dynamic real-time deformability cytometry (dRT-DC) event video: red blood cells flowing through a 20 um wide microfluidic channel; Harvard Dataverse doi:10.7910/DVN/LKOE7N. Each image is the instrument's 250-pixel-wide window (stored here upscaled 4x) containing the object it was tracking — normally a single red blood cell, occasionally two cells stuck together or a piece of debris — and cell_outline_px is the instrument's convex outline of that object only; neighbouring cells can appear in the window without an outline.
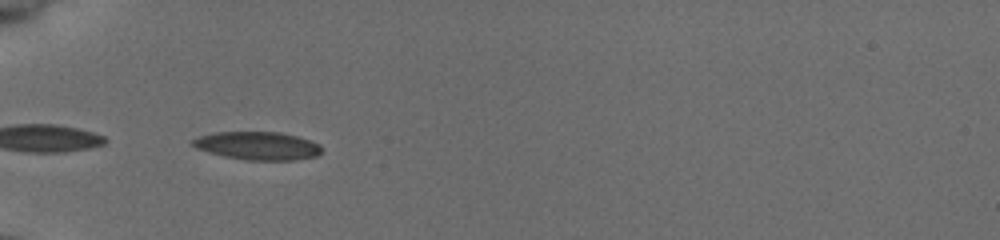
{"species": "common noctule bat (a hibernating species)", "species_latin": "Nyctalus noctula", "temperature_condition": "cold", "stored_images_in_passage": 24, "camera_frame_rate_fps": 3000, "um_per_image_px": 0.085, "animal": {"sex": "female", "body_mass_g": 19.5, "forearm_length_mm": 54.1}, "frame": {"image": 1, "passage_image": 1, "time_ms": 0.0, "image_size_px": [1000, 240], "cell_outline_px": [[320, 152], [316, 156], [296, 160], [244, 160], [224, 156], [208, 152], [196, 148], [192, 144], [192, 140], [200, 136], [212, 132], [280, 132], [296, 136], [320, 144]], "centroid_in_image_um": [21.88, 12.39], "position_along_channel_um": 63.1, "area_um2": 21.04}}
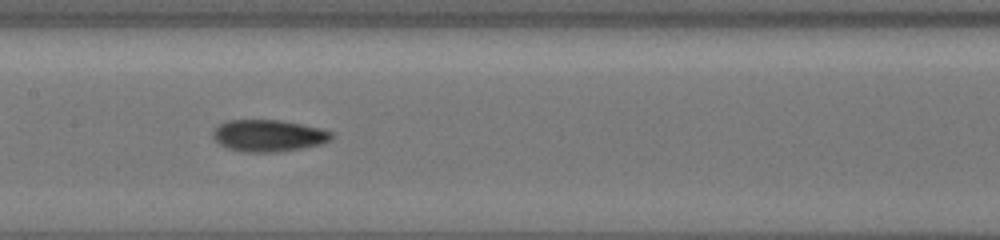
{"frame": {"image": 2, "passage_image": 11, "time_ms": 3.333, "image_size_px": [1000, 240], "cell_outline_px": [[332, 140], [320, 144], [280, 152], [240, 152], [228, 148], [220, 144], [212, 136], [212, 132], [220, 124], [228, 120], [280, 120], [320, 128], [332, 132]], "centroid_in_image_um": [22.81, 11.53], "position_along_channel_um": 184.6, "area_um2": 21.91}}
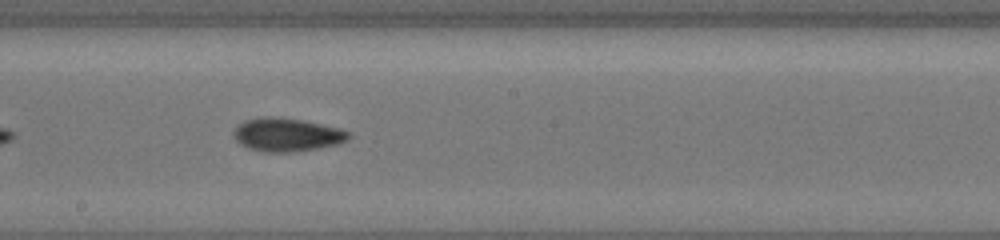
{"frame": {"image": 3, "passage_image": 14, "time_ms": 4.333, "image_size_px": [1000, 240], "cell_outline_px": [[352, 136], [348, 140], [336, 144], [316, 148], [292, 152], [260, 152], [248, 148], [240, 144], [236, 140], [236, 128], [244, 120], [264, 116], [300, 120], [320, 124], [336, 128], [348, 132]], "centroid_in_image_um": [24.37, 11.47], "position_along_channel_um": 223.8, "area_um2": 21.85}}